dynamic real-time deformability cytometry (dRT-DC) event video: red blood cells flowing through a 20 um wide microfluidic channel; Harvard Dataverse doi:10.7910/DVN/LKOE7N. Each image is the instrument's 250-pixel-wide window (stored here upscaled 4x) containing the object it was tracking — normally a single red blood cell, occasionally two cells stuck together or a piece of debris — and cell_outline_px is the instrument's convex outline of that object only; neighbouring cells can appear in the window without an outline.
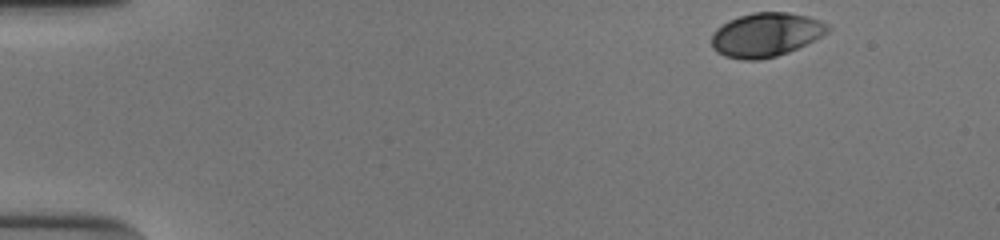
{"species": "human", "species_latin": "Homo sapiens", "temperature_condition": "cold", "stored_images_in_passage": 42, "camera_frame_rate_fps": 3000, "um_per_image_px": 0.085, "donor": {"sex": "male"}, "frame": {"image": 1, "passage_image": 1, "time_ms": 0.0, "image_size_px": [1000, 240], "cell_outline_px": [[832, 28], [828, 32], [788, 52], [776, 56], [760, 60], [744, 60], [724, 56], [716, 52], [712, 48], [712, 36], [716, 28], [728, 20], [752, 12], [788, 12], [808, 16], [820, 20], [828, 24]], "centroid_in_image_um": [65.08, 2.95], "position_along_channel_um": 19.9, "area_um2": 29.77}}
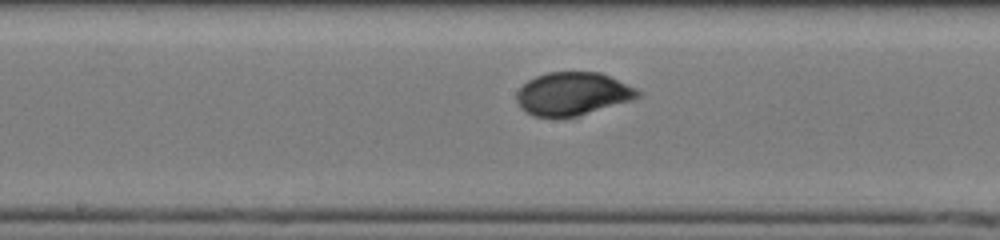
{"frame": {"image": 2, "passage_image": 24, "time_ms": 7.667, "image_size_px": [1000, 240], "cell_outline_px": [[640, 96], [632, 100], [576, 116], [532, 116], [524, 112], [520, 108], [516, 100], [516, 92], [528, 80], [536, 76], [548, 72], [600, 72], [636, 88], [640, 92]], "centroid_in_image_um": [48.64, 7.96], "position_along_channel_um": 199.6, "area_um2": 30.17}}
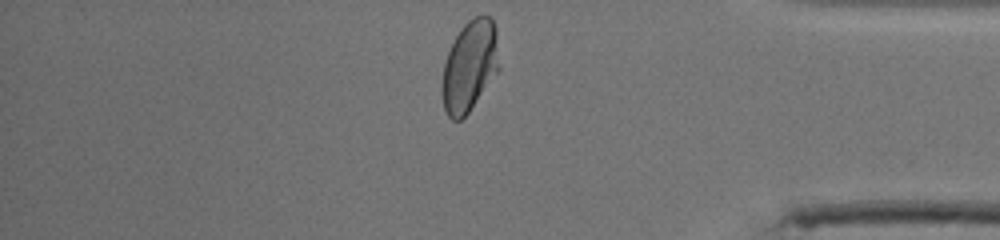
{"frame": {"image": 3, "passage_image": 41, "time_ms": 13.333, "image_size_px": [1000, 240], "cell_outline_px": [[500, 68], [468, 112], [460, 120], [452, 120], [448, 116], [444, 108], [440, 88], [444, 64], [448, 52], [460, 28], [468, 20], [476, 16], [488, 16], [492, 20], [496, 28]], "centroid_in_image_um": [39.91, 5.61], "position_along_channel_um": 395.3, "area_um2": 30.17}, "authors_computed_cell_mechanics": {"area_um2": 29.9115, "velocity_mm_per_s": 3.8336, "shape_relaxation_time_tau1_ms": 3.7085, "shape_relaxation_time_tau2_ms": null, "deformation_change_tau1": 0.1283, "deformation_change_tau2": null}}